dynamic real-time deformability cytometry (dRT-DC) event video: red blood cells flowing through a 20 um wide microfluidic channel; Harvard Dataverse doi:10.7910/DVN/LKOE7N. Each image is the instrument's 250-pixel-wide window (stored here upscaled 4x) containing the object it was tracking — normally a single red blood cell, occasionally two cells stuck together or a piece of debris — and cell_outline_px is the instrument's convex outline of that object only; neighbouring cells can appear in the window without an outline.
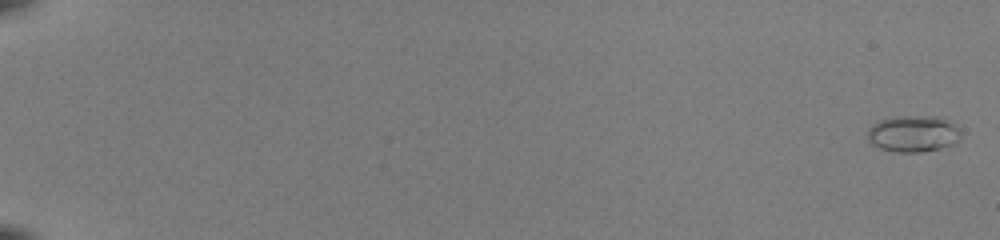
{"species": "common noctule bat (a hibernating species)", "species_latin": "Nyctalus noctula", "temperature_condition": "room temperature", "stored_images_in_passage": 54, "camera_frame_rate_fps": 3000, "um_per_image_px": 0.085, "animal": {"sex": "female", "body_mass_g": 22.0, "forearm_length_mm": 56.7}, "frame": {"image": 1, "passage_image": 2, "time_ms": 0.333, "image_size_px": [1000, 240], "cell_outline_px": [[960, 140], [952, 144], [940, 148], [920, 152], [896, 152], [880, 148], [872, 144], [868, 140], [868, 128], [872, 124], [880, 120], [896, 116], [936, 116], [952, 124], [960, 132]], "centroid_in_image_um": [77.58, 11.37], "position_along_channel_um": 7.4, "area_um2": 19.65}}
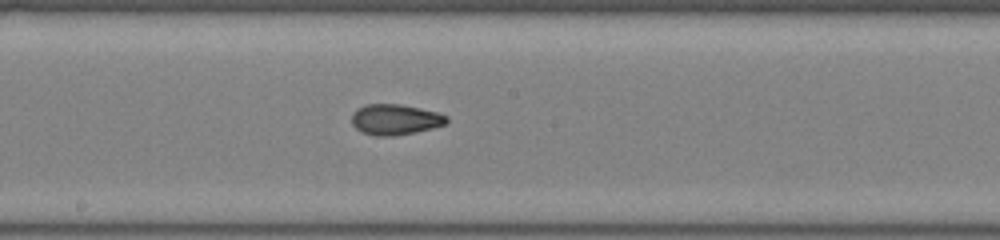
{"frame": {"image": 2, "passage_image": 33, "time_ms": 10.667, "image_size_px": [1000, 240], "cell_outline_px": [[448, 124], [416, 132], [392, 136], [376, 136], [360, 132], [352, 124], [352, 112], [356, 108], [364, 104], [400, 104], [420, 108], [436, 112], [448, 116]], "centroid_in_image_um": [33.57, 10.16], "position_along_channel_um": 214.6, "area_um2": 17.17}}
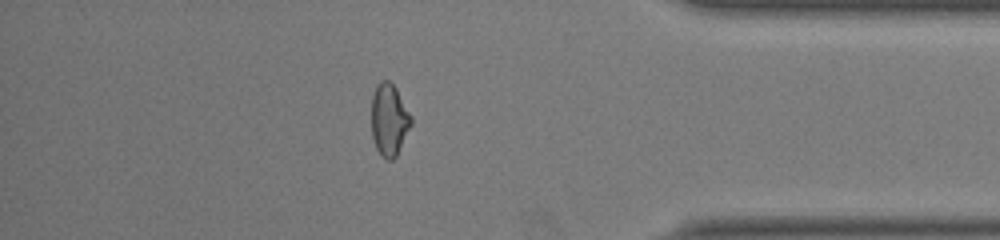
{"frame": {"image": 3, "passage_image": 48, "time_ms": 15.667, "image_size_px": [1000, 240], "cell_outline_px": [[412, 124], [396, 156], [392, 160], [388, 160], [376, 148], [372, 136], [372, 96], [376, 84], [380, 80], [388, 80], [396, 88], [412, 116]], "centroid_in_image_um": [33.08, 10.15], "position_along_channel_um": 402.1, "area_um2": 16.59}, "authors_computed_cell_mechanics": {"area_um2": 17.0221, "velocity_mm_per_s": 4.1122, "shape_relaxation_time_tau1_ms": null, "shape_relaxation_time_tau2_ms": 1.1196, "deformation_change_tau1": null, "deformation_change_tau2": 0.0594}}